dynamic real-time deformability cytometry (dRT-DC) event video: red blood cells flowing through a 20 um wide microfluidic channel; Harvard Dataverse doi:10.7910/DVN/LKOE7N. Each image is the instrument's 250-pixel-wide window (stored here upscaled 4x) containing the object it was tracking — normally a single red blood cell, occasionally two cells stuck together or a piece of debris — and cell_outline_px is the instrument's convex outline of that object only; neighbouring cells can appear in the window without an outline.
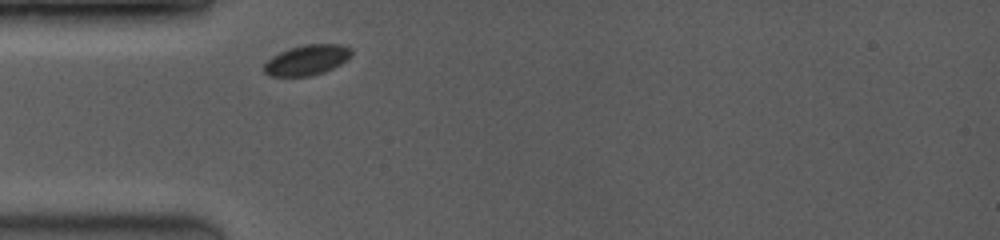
{"species": "common noctule bat (a hibernating species)", "species_latin": "Nyctalus noctula", "temperature_condition": "room temperature", "stored_images_in_passage": 7, "camera_frame_rate_fps": 3500, "um_per_image_px": 0.085, "animal": {"sex": "female", "body_mass_g": 19.0, "forearm_length_mm": 53.3}, "frame": {"image": 1, "passage_image": 1, "time_ms": 0.0, "image_size_px": [1000, 240], "cell_outline_px": [[352, 56], [340, 64], [324, 72], [308, 76], [272, 76], [264, 72], [264, 64], [272, 56], [288, 48], [304, 44], [340, 44], [352, 48]], "centroid_in_image_um": [26.1, 5.08], "position_along_channel_um": 58.9, "area_um2": 15.43}}
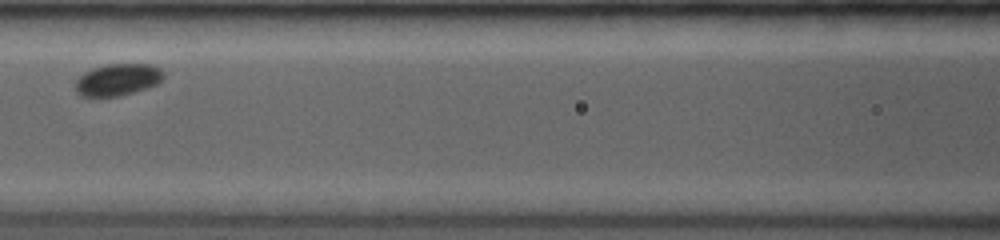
{"frame": {"image": 2, "passage_image": 6, "time_ms": 2.571, "image_size_px": [1000, 240], "cell_outline_px": [[164, 76], [156, 84], [120, 96], [100, 100], [80, 96], [76, 92], [76, 80], [84, 72], [92, 68], [104, 64], [152, 64], [160, 68], [164, 72]], "centroid_in_image_um": [9.94, 6.8], "position_along_channel_um": 156.7, "area_um2": 16.88}}
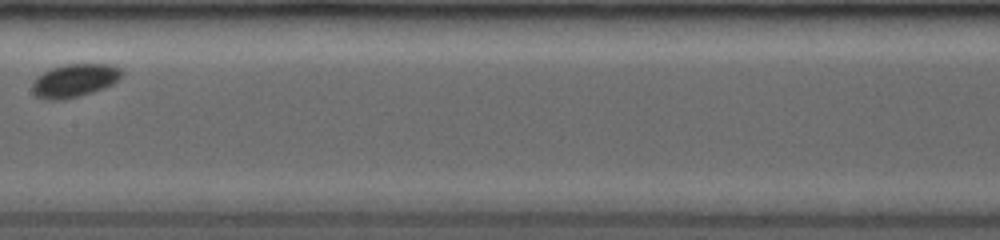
{"frame": {"image": 3, "passage_image": 7, "time_ms": 3.714, "image_size_px": [1000, 240], "cell_outline_px": [[124, 72], [112, 84], [104, 88], [80, 96], [60, 100], [48, 100], [36, 96], [32, 92], [32, 84], [36, 76], [52, 68], [64, 64], [112, 64], [120, 68]], "centroid_in_image_um": [6.32, 6.84], "position_along_channel_um": 201.1, "area_um2": 17.34}}